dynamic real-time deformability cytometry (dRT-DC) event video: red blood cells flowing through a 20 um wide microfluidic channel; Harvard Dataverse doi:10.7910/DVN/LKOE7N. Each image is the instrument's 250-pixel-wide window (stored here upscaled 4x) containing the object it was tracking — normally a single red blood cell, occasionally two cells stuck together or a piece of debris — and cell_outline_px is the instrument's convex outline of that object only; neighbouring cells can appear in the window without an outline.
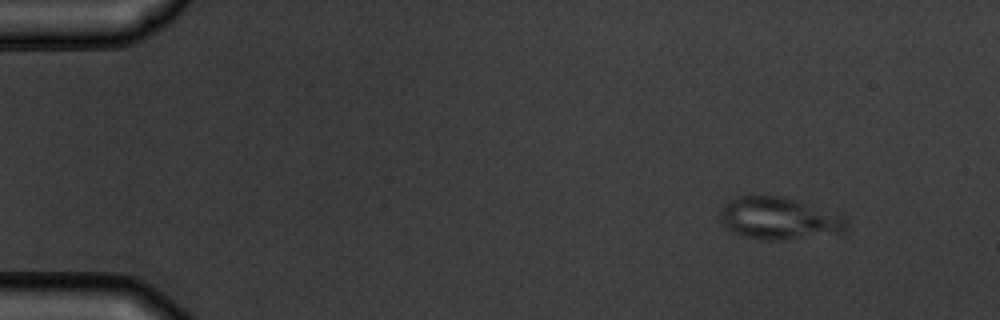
{"species": "common noctule bat (a hibernating species)", "species_latin": "Nyctalus noctula", "temperature_condition": "warm", "stored_images_in_passage": 6, "segment_of_instrument_passage": [2, 2], "camera_frame_rate_fps": 3000, "um_per_image_px": 0.085, "animal": {"sex": "male", "body_mass_g": 19.5, "forearm_length_mm": 54.6}, "frame": {"image": 1, "passage_image": 6, "time_ms": 6.667, "image_size_px": [1000, 320], "cell_outline_px": [[848, 224], [840, 232], [784, 240], [768, 240], [744, 236], [728, 228], [720, 220], [720, 208], [728, 200], [736, 196], [752, 192], [780, 196], [796, 200], [844, 216], [848, 220]], "centroid_in_image_um": [66.13, 18.51], "position_along_channel_um": 18.9, "area_um2": 31.21}}